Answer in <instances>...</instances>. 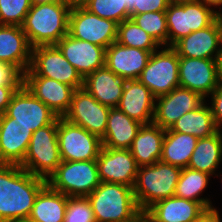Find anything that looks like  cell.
Returning a JSON list of instances; mask_svg holds the SVG:
<instances>
[{"label":"cell","mask_w":222,"mask_h":222,"mask_svg":"<svg viewBox=\"0 0 222 222\" xmlns=\"http://www.w3.org/2000/svg\"><path fill=\"white\" fill-rule=\"evenodd\" d=\"M47 180L16 164H0V222L29 218L34 201Z\"/></svg>","instance_id":"6da1fadb"},{"label":"cell","mask_w":222,"mask_h":222,"mask_svg":"<svg viewBox=\"0 0 222 222\" xmlns=\"http://www.w3.org/2000/svg\"><path fill=\"white\" fill-rule=\"evenodd\" d=\"M70 9L66 2L31 5L21 26L31 47L56 45L67 35Z\"/></svg>","instance_id":"7a4b0ae2"},{"label":"cell","mask_w":222,"mask_h":222,"mask_svg":"<svg viewBox=\"0 0 222 222\" xmlns=\"http://www.w3.org/2000/svg\"><path fill=\"white\" fill-rule=\"evenodd\" d=\"M182 168L161 161L138 167L133 192L141 211L175 194Z\"/></svg>","instance_id":"3957f363"},{"label":"cell","mask_w":222,"mask_h":222,"mask_svg":"<svg viewBox=\"0 0 222 222\" xmlns=\"http://www.w3.org/2000/svg\"><path fill=\"white\" fill-rule=\"evenodd\" d=\"M87 198L96 222H129L141 212L133 188L123 184L100 182Z\"/></svg>","instance_id":"277c9868"},{"label":"cell","mask_w":222,"mask_h":222,"mask_svg":"<svg viewBox=\"0 0 222 222\" xmlns=\"http://www.w3.org/2000/svg\"><path fill=\"white\" fill-rule=\"evenodd\" d=\"M58 117L33 132L20 166L34 176L48 180L62 162L57 138Z\"/></svg>","instance_id":"5b68a950"},{"label":"cell","mask_w":222,"mask_h":222,"mask_svg":"<svg viewBox=\"0 0 222 222\" xmlns=\"http://www.w3.org/2000/svg\"><path fill=\"white\" fill-rule=\"evenodd\" d=\"M47 184L68 197H87L100 184L96 160L62 161Z\"/></svg>","instance_id":"8992f818"},{"label":"cell","mask_w":222,"mask_h":222,"mask_svg":"<svg viewBox=\"0 0 222 222\" xmlns=\"http://www.w3.org/2000/svg\"><path fill=\"white\" fill-rule=\"evenodd\" d=\"M219 11L194 0L184 4L168 5L165 11L168 29V47L191 32L210 26L217 18Z\"/></svg>","instance_id":"52a82bcc"},{"label":"cell","mask_w":222,"mask_h":222,"mask_svg":"<svg viewBox=\"0 0 222 222\" xmlns=\"http://www.w3.org/2000/svg\"><path fill=\"white\" fill-rule=\"evenodd\" d=\"M22 76H42L73 87L83 88V78L56 45L32 48L31 64Z\"/></svg>","instance_id":"ba28073f"},{"label":"cell","mask_w":222,"mask_h":222,"mask_svg":"<svg viewBox=\"0 0 222 222\" xmlns=\"http://www.w3.org/2000/svg\"><path fill=\"white\" fill-rule=\"evenodd\" d=\"M138 80L156 98L179 87V56L177 52L167 46L161 51H154Z\"/></svg>","instance_id":"9c48e42d"},{"label":"cell","mask_w":222,"mask_h":222,"mask_svg":"<svg viewBox=\"0 0 222 222\" xmlns=\"http://www.w3.org/2000/svg\"><path fill=\"white\" fill-rule=\"evenodd\" d=\"M57 138L62 161L96 160L102 148L98 136L63 117H58Z\"/></svg>","instance_id":"30bf717a"},{"label":"cell","mask_w":222,"mask_h":222,"mask_svg":"<svg viewBox=\"0 0 222 222\" xmlns=\"http://www.w3.org/2000/svg\"><path fill=\"white\" fill-rule=\"evenodd\" d=\"M118 24L91 13L85 7L71 8L68 18V34L89 43L108 48L116 42Z\"/></svg>","instance_id":"8fae6325"},{"label":"cell","mask_w":222,"mask_h":222,"mask_svg":"<svg viewBox=\"0 0 222 222\" xmlns=\"http://www.w3.org/2000/svg\"><path fill=\"white\" fill-rule=\"evenodd\" d=\"M109 111V107L98 102L84 88H80L74 91L71 106L63 118L102 139Z\"/></svg>","instance_id":"7c38bea8"},{"label":"cell","mask_w":222,"mask_h":222,"mask_svg":"<svg viewBox=\"0 0 222 222\" xmlns=\"http://www.w3.org/2000/svg\"><path fill=\"white\" fill-rule=\"evenodd\" d=\"M4 114L13 118V122L30 128L32 132L50 125L58 117L23 84L12 95Z\"/></svg>","instance_id":"4fadbf2b"},{"label":"cell","mask_w":222,"mask_h":222,"mask_svg":"<svg viewBox=\"0 0 222 222\" xmlns=\"http://www.w3.org/2000/svg\"><path fill=\"white\" fill-rule=\"evenodd\" d=\"M204 102L205 98L200 94L176 87L168 94L156 98L152 123L162 129H169L182 115L195 110Z\"/></svg>","instance_id":"5bb4252c"},{"label":"cell","mask_w":222,"mask_h":222,"mask_svg":"<svg viewBox=\"0 0 222 222\" xmlns=\"http://www.w3.org/2000/svg\"><path fill=\"white\" fill-rule=\"evenodd\" d=\"M96 164L100 182L134 187L138 166L129 149L102 147Z\"/></svg>","instance_id":"9a60e30c"},{"label":"cell","mask_w":222,"mask_h":222,"mask_svg":"<svg viewBox=\"0 0 222 222\" xmlns=\"http://www.w3.org/2000/svg\"><path fill=\"white\" fill-rule=\"evenodd\" d=\"M218 82L215 59L179 57L180 87L206 98L212 94Z\"/></svg>","instance_id":"2e32d148"},{"label":"cell","mask_w":222,"mask_h":222,"mask_svg":"<svg viewBox=\"0 0 222 222\" xmlns=\"http://www.w3.org/2000/svg\"><path fill=\"white\" fill-rule=\"evenodd\" d=\"M56 46L84 79L105 66L106 48L65 35Z\"/></svg>","instance_id":"e0dca14e"},{"label":"cell","mask_w":222,"mask_h":222,"mask_svg":"<svg viewBox=\"0 0 222 222\" xmlns=\"http://www.w3.org/2000/svg\"><path fill=\"white\" fill-rule=\"evenodd\" d=\"M172 48L179 57L216 59L222 48V33L218 18L210 26L181 38Z\"/></svg>","instance_id":"ac0fdd59"},{"label":"cell","mask_w":222,"mask_h":222,"mask_svg":"<svg viewBox=\"0 0 222 222\" xmlns=\"http://www.w3.org/2000/svg\"><path fill=\"white\" fill-rule=\"evenodd\" d=\"M22 84L58 117L68 112L75 91L73 87L42 76H22Z\"/></svg>","instance_id":"d6986e66"},{"label":"cell","mask_w":222,"mask_h":222,"mask_svg":"<svg viewBox=\"0 0 222 222\" xmlns=\"http://www.w3.org/2000/svg\"><path fill=\"white\" fill-rule=\"evenodd\" d=\"M32 130L13 122V118L0 115V164L20 165L26 155Z\"/></svg>","instance_id":"ffe728a7"},{"label":"cell","mask_w":222,"mask_h":222,"mask_svg":"<svg viewBox=\"0 0 222 222\" xmlns=\"http://www.w3.org/2000/svg\"><path fill=\"white\" fill-rule=\"evenodd\" d=\"M32 47L21 26L0 25V61L23 75L31 64Z\"/></svg>","instance_id":"44dd1931"},{"label":"cell","mask_w":222,"mask_h":222,"mask_svg":"<svg viewBox=\"0 0 222 222\" xmlns=\"http://www.w3.org/2000/svg\"><path fill=\"white\" fill-rule=\"evenodd\" d=\"M153 52L114 42L106 49L105 65L125 80L138 79Z\"/></svg>","instance_id":"7402d4cb"},{"label":"cell","mask_w":222,"mask_h":222,"mask_svg":"<svg viewBox=\"0 0 222 222\" xmlns=\"http://www.w3.org/2000/svg\"><path fill=\"white\" fill-rule=\"evenodd\" d=\"M155 101L156 97L138 79L126 80L117 108L143 125L151 124Z\"/></svg>","instance_id":"603a6c76"},{"label":"cell","mask_w":222,"mask_h":222,"mask_svg":"<svg viewBox=\"0 0 222 222\" xmlns=\"http://www.w3.org/2000/svg\"><path fill=\"white\" fill-rule=\"evenodd\" d=\"M125 82L105 65L83 79V88L101 104L117 108Z\"/></svg>","instance_id":"cb8c5ba5"},{"label":"cell","mask_w":222,"mask_h":222,"mask_svg":"<svg viewBox=\"0 0 222 222\" xmlns=\"http://www.w3.org/2000/svg\"><path fill=\"white\" fill-rule=\"evenodd\" d=\"M206 211L199 202L172 196L156 202L145 212L153 222H196Z\"/></svg>","instance_id":"d4e9b609"},{"label":"cell","mask_w":222,"mask_h":222,"mask_svg":"<svg viewBox=\"0 0 222 222\" xmlns=\"http://www.w3.org/2000/svg\"><path fill=\"white\" fill-rule=\"evenodd\" d=\"M142 125L118 108H110L102 147L129 149Z\"/></svg>","instance_id":"484cf974"},{"label":"cell","mask_w":222,"mask_h":222,"mask_svg":"<svg viewBox=\"0 0 222 222\" xmlns=\"http://www.w3.org/2000/svg\"><path fill=\"white\" fill-rule=\"evenodd\" d=\"M165 129L154 123L142 125L129 148L138 167L152 165L161 158Z\"/></svg>","instance_id":"4316f807"},{"label":"cell","mask_w":222,"mask_h":222,"mask_svg":"<svg viewBox=\"0 0 222 222\" xmlns=\"http://www.w3.org/2000/svg\"><path fill=\"white\" fill-rule=\"evenodd\" d=\"M68 196L46 184L35 198L29 216L34 222H63Z\"/></svg>","instance_id":"83f0119b"},{"label":"cell","mask_w":222,"mask_h":222,"mask_svg":"<svg viewBox=\"0 0 222 222\" xmlns=\"http://www.w3.org/2000/svg\"><path fill=\"white\" fill-rule=\"evenodd\" d=\"M197 140L193 135L166 129L159 161L180 168L188 167Z\"/></svg>","instance_id":"f1b7e54d"},{"label":"cell","mask_w":222,"mask_h":222,"mask_svg":"<svg viewBox=\"0 0 222 222\" xmlns=\"http://www.w3.org/2000/svg\"><path fill=\"white\" fill-rule=\"evenodd\" d=\"M222 130L216 134L197 140L188 168L215 175L222 161Z\"/></svg>","instance_id":"f546056e"},{"label":"cell","mask_w":222,"mask_h":222,"mask_svg":"<svg viewBox=\"0 0 222 222\" xmlns=\"http://www.w3.org/2000/svg\"><path fill=\"white\" fill-rule=\"evenodd\" d=\"M170 129L175 132L193 135L197 139L210 137L219 131L210 106H207L205 102L195 110L182 115Z\"/></svg>","instance_id":"4dcf8cb0"},{"label":"cell","mask_w":222,"mask_h":222,"mask_svg":"<svg viewBox=\"0 0 222 222\" xmlns=\"http://www.w3.org/2000/svg\"><path fill=\"white\" fill-rule=\"evenodd\" d=\"M209 175L205 172L190 169L188 167L182 168L179 181L176 185L175 197L183 198L201 203L207 210L215 208L208 198H200L199 195L205 190L208 185Z\"/></svg>","instance_id":"1f68e13d"},{"label":"cell","mask_w":222,"mask_h":222,"mask_svg":"<svg viewBox=\"0 0 222 222\" xmlns=\"http://www.w3.org/2000/svg\"><path fill=\"white\" fill-rule=\"evenodd\" d=\"M116 42L132 48L156 51L161 46L131 18L118 24Z\"/></svg>","instance_id":"d6a6232c"},{"label":"cell","mask_w":222,"mask_h":222,"mask_svg":"<svg viewBox=\"0 0 222 222\" xmlns=\"http://www.w3.org/2000/svg\"><path fill=\"white\" fill-rule=\"evenodd\" d=\"M131 19L151 35L160 46L168 47V29L165 11L133 15Z\"/></svg>","instance_id":"836d02e7"},{"label":"cell","mask_w":222,"mask_h":222,"mask_svg":"<svg viewBox=\"0 0 222 222\" xmlns=\"http://www.w3.org/2000/svg\"><path fill=\"white\" fill-rule=\"evenodd\" d=\"M85 8L101 18L112 20L117 24L130 19V11L123 0H91Z\"/></svg>","instance_id":"e575fe53"},{"label":"cell","mask_w":222,"mask_h":222,"mask_svg":"<svg viewBox=\"0 0 222 222\" xmlns=\"http://www.w3.org/2000/svg\"><path fill=\"white\" fill-rule=\"evenodd\" d=\"M31 5L30 0H0V25L22 26Z\"/></svg>","instance_id":"d590c367"},{"label":"cell","mask_w":222,"mask_h":222,"mask_svg":"<svg viewBox=\"0 0 222 222\" xmlns=\"http://www.w3.org/2000/svg\"><path fill=\"white\" fill-rule=\"evenodd\" d=\"M63 222H96L91 203L87 197H68Z\"/></svg>","instance_id":"8d00e7d4"},{"label":"cell","mask_w":222,"mask_h":222,"mask_svg":"<svg viewBox=\"0 0 222 222\" xmlns=\"http://www.w3.org/2000/svg\"><path fill=\"white\" fill-rule=\"evenodd\" d=\"M168 3L166 0H137V5H134L130 12V18L133 15L142 14L146 12L166 11Z\"/></svg>","instance_id":"74e56055"},{"label":"cell","mask_w":222,"mask_h":222,"mask_svg":"<svg viewBox=\"0 0 222 222\" xmlns=\"http://www.w3.org/2000/svg\"><path fill=\"white\" fill-rule=\"evenodd\" d=\"M211 96V112L215 121V124L219 130H221L222 124V81L218 82L217 87L212 92Z\"/></svg>","instance_id":"f35d334b"},{"label":"cell","mask_w":222,"mask_h":222,"mask_svg":"<svg viewBox=\"0 0 222 222\" xmlns=\"http://www.w3.org/2000/svg\"><path fill=\"white\" fill-rule=\"evenodd\" d=\"M22 84V75L11 65L0 61V85Z\"/></svg>","instance_id":"ab89813d"},{"label":"cell","mask_w":222,"mask_h":222,"mask_svg":"<svg viewBox=\"0 0 222 222\" xmlns=\"http://www.w3.org/2000/svg\"><path fill=\"white\" fill-rule=\"evenodd\" d=\"M22 84H4L0 85V115L4 114L10 103L12 95Z\"/></svg>","instance_id":"60d3db41"},{"label":"cell","mask_w":222,"mask_h":222,"mask_svg":"<svg viewBox=\"0 0 222 222\" xmlns=\"http://www.w3.org/2000/svg\"><path fill=\"white\" fill-rule=\"evenodd\" d=\"M196 222H221L217 209H208Z\"/></svg>","instance_id":"b9f144b4"},{"label":"cell","mask_w":222,"mask_h":222,"mask_svg":"<svg viewBox=\"0 0 222 222\" xmlns=\"http://www.w3.org/2000/svg\"><path fill=\"white\" fill-rule=\"evenodd\" d=\"M129 222H153V220L145 211H141Z\"/></svg>","instance_id":"7bdbcfd3"},{"label":"cell","mask_w":222,"mask_h":222,"mask_svg":"<svg viewBox=\"0 0 222 222\" xmlns=\"http://www.w3.org/2000/svg\"><path fill=\"white\" fill-rule=\"evenodd\" d=\"M91 0H65L70 8L85 7Z\"/></svg>","instance_id":"ee69618b"},{"label":"cell","mask_w":222,"mask_h":222,"mask_svg":"<svg viewBox=\"0 0 222 222\" xmlns=\"http://www.w3.org/2000/svg\"><path fill=\"white\" fill-rule=\"evenodd\" d=\"M218 80L222 81V48L215 59Z\"/></svg>","instance_id":"f6af8a7d"},{"label":"cell","mask_w":222,"mask_h":222,"mask_svg":"<svg viewBox=\"0 0 222 222\" xmlns=\"http://www.w3.org/2000/svg\"><path fill=\"white\" fill-rule=\"evenodd\" d=\"M32 5L49 4L54 2H65V0H30Z\"/></svg>","instance_id":"bcb514c9"},{"label":"cell","mask_w":222,"mask_h":222,"mask_svg":"<svg viewBox=\"0 0 222 222\" xmlns=\"http://www.w3.org/2000/svg\"><path fill=\"white\" fill-rule=\"evenodd\" d=\"M198 1H201L203 2L206 6L210 7L211 6H220L222 5V0H198Z\"/></svg>","instance_id":"7dc6e473"},{"label":"cell","mask_w":222,"mask_h":222,"mask_svg":"<svg viewBox=\"0 0 222 222\" xmlns=\"http://www.w3.org/2000/svg\"><path fill=\"white\" fill-rule=\"evenodd\" d=\"M168 5H178V4H184L188 3L194 0H166Z\"/></svg>","instance_id":"c3c4849f"},{"label":"cell","mask_w":222,"mask_h":222,"mask_svg":"<svg viewBox=\"0 0 222 222\" xmlns=\"http://www.w3.org/2000/svg\"><path fill=\"white\" fill-rule=\"evenodd\" d=\"M123 3H127V8L131 12L134 8V5H137V0H123Z\"/></svg>","instance_id":"681fc988"},{"label":"cell","mask_w":222,"mask_h":222,"mask_svg":"<svg viewBox=\"0 0 222 222\" xmlns=\"http://www.w3.org/2000/svg\"><path fill=\"white\" fill-rule=\"evenodd\" d=\"M5 222H34V221L30 218H20V219L5 221Z\"/></svg>","instance_id":"f907efd6"},{"label":"cell","mask_w":222,"mask_h":222,"mask_svg":"<svg viewBox=\"0 0 222 222\" xmlns=\"http://www.w3.org/2000/svg\"><path fill=\"white\" fill-rule=\"evenodd\" d=\"M218 21L221 27V33H222V11L218 14Z\"/></svg>","instance_id":"816d5d0a"}]
</instances>
